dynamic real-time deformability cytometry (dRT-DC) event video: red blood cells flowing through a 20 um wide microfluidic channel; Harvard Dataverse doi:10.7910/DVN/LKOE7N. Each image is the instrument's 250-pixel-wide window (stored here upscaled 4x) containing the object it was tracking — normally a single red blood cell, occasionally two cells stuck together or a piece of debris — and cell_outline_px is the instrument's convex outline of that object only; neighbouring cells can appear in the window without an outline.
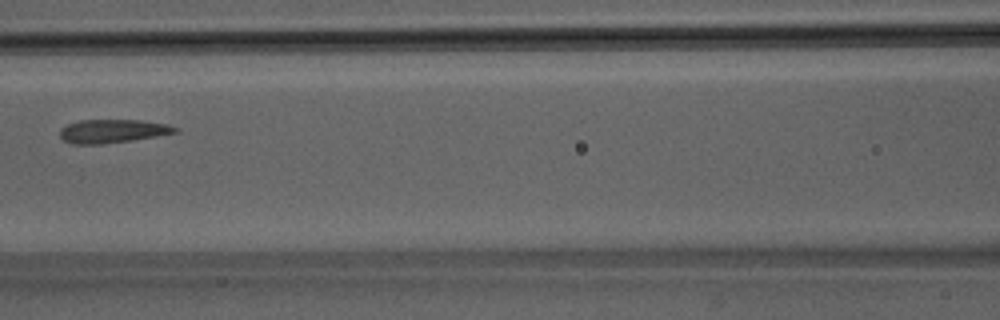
{"species": "Egyptian fruit bat (a non-hibernating species)", "species_latin": "Rousettus aegyptiacus", "temperature_condition": "room temperature", "stored_images_in_passage": 8, "camera_frame_rate_fps": 3000, "um_per_image_px": 0.085, "animal": {"sex": "male"}, "frame": {"image": 1, "passage_image": 8, "time_ms": 2.333, "image_size_px": [1000, 320], "cell_outline_px": [[180, 132], [132, 140], [104, 144], [72, 144], [64, 140], [60, 136], [60, 128], [68, 124], [80, 120], [140, 120], [168, 124], [180, 128]], "centroid_in_image_um": [9.6, 11.14], "position_along_channel_um": 157.0, "area_um2": 15.9}}